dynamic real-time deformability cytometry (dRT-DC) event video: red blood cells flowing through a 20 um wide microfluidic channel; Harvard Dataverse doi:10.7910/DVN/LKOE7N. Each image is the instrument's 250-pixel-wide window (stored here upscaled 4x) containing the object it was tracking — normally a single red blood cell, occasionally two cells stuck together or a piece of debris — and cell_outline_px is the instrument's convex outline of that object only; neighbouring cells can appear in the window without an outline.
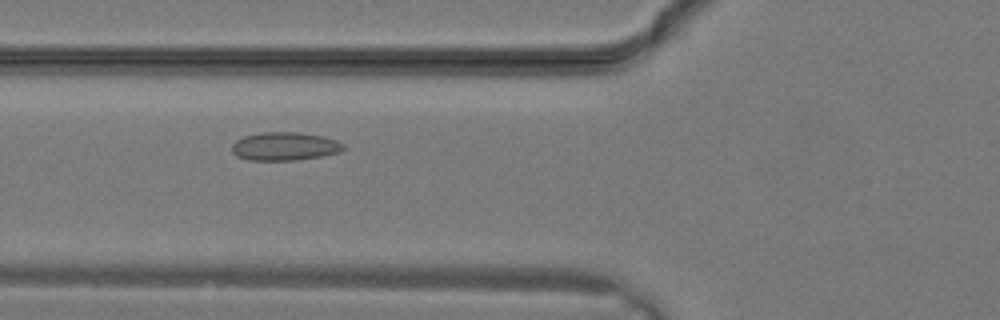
{"species": "common noctule bat (a hibernating species)", "species_latin": "Nyctalus noctula", "temperature_condition": "warm", "stored_images_in_passage": 31, "camera_frame_rate_fps": 3000, "um_per_image_px": 0.085, "animal": {"sex": "male", "body_mass_g": 19.2, "forearm_length_mm": 51.8}, "frame": {"image": 1, "passage_image": 12, "time_ms": 3.667, "image_size_px": [1000, 320], "cell_outline_px": [[344, 148], [340, 152], [320, 156], [296, 160], [248, 160], [236, 156], [232, 152], [232, 144], [236, 140], [244, 136], [264, 132], [300, 132], [324, 136], [336, 140], [344, 144]], "centroid_in_image_um": [24.19, 12.43], "position_along_channel_um": 101.6, "area_um2": 18.44}}
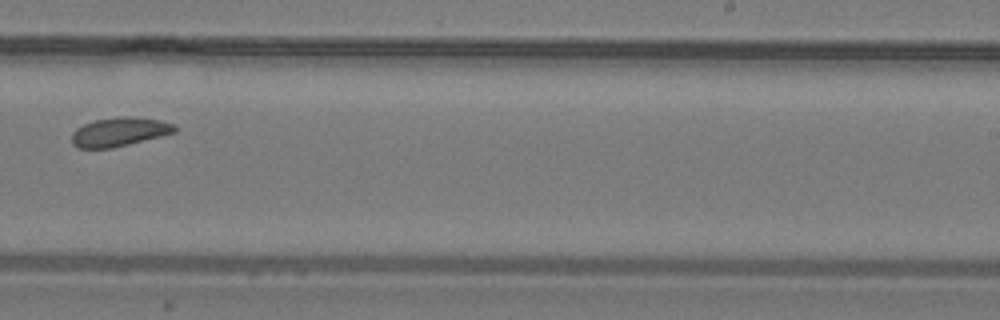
{"frame": {"image": 2, "passage_image": 20, "time_ms": 6.333, "image_size_px": [1000, 320], "cell_outline_px": [[176, 132], [112, 148], [80, 148], [72, 144], [72, 132], [76, 128], [84, 124], [96, 120], [124, 116], [160, 120], [176, 124]], "centroid_in_image_um": [10.14, 11.21], "position_along_channel_um": 278.9, "area_um2": 17.11}}
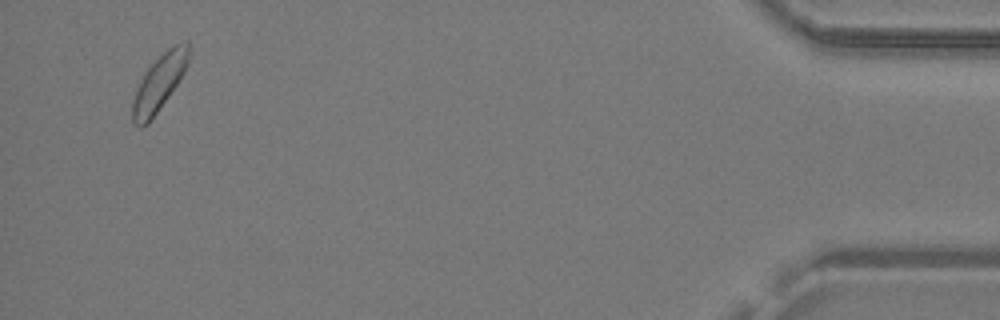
{"frame": {"image": 3, "passage_image": 30, "time_ms": 9.667, "image_size_px": [1000, 320], "cell_outline_px": [[192, 52], [188, 64], [184, 72], [168, 96], [148, 124], [140, 128], [132, 120], [132, 100], [136, 88], [144, 72], [168, 48], [176, 44], [188, 40]], "centroid_in_image_um": [13.55, 7.01], "position_along_channel_um": 421.7, "area_um2": 18.32}}